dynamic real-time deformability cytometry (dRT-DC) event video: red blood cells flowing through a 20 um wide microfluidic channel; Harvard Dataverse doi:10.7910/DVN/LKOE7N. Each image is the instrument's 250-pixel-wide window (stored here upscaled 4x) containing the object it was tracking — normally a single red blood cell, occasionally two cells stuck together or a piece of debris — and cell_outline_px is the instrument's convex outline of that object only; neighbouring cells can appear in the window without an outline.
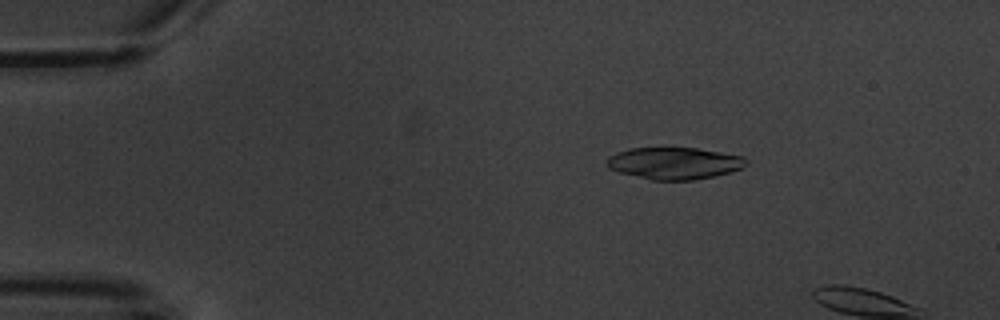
{"species": "common noctule bat (a hibernating species)", "species_latin": "Nyctalus noctula", "temperature_condition": "warm", "stored_images_in_passage": 4, "camera_frame_rate_fps": 3000, "um_per_image_px": 0.085, "animal": {"sex": "male", "body_mass_g": 20.1, "forearm_length_mm": 53.5}, "frame": {"image": 1, "passage_image": 3, "time_ms": 2.333, "image_size_px": [1000, 320], "cell_outline_px": [[748, 164], [744, 168], [732, 172], [716, 176], [692, 180], [652, 180], [620, 172], [608, 168], [604, 164], [604, 160], [608, 156], [616, 152], [628, 148], [660, 144], [696, 148], [744, 156]], "centroid_in_image_um": [57.27, 13.82], "position_along_channel_um": 27.7, "area_um2": 27.22}}